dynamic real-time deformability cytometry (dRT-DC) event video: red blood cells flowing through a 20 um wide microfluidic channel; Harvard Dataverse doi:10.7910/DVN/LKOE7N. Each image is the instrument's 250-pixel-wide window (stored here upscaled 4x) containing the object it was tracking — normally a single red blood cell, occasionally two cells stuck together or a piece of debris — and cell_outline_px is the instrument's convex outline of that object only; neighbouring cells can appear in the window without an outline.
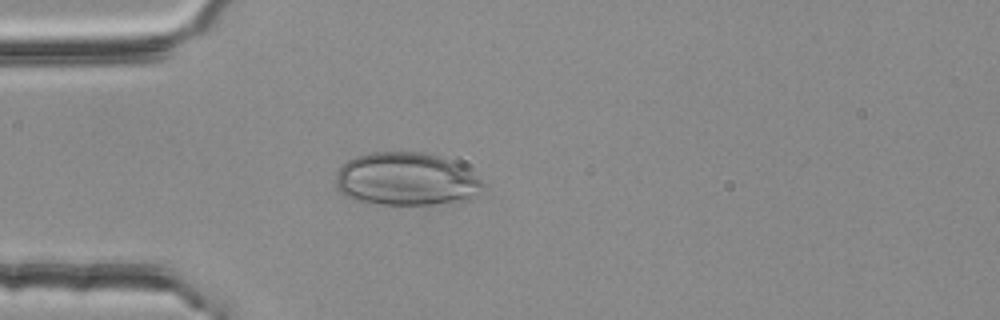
{"species": "common noctule bat (a hibernating species)", "species_latin": "Nyctalus noctula", "temperature_condition": "room temperature", "stored_images_in_passage": 3, "camera_frame_rate_fps": 3000, "um_per_image_px": 0.085, "animal": {"sex": "female", "body_mass_g": 25.1}, "frame": {"image": 1, "passage_image": 3, "time_ms": 0.667, "image_size_px": [1000, 320], "cell_outline_px": [[484, 184], [460, 204], [368, 204], [352, 200], [340, 192], [336, 188], [336, 172], [348, 160], [356, 156], [368, 152], [424, 152], [436, 156], [476, 176]], "centroid_in_image_um": [34.4, 15.26], "position_along_channel_um": 50.6, "area_um2": 44.97}}